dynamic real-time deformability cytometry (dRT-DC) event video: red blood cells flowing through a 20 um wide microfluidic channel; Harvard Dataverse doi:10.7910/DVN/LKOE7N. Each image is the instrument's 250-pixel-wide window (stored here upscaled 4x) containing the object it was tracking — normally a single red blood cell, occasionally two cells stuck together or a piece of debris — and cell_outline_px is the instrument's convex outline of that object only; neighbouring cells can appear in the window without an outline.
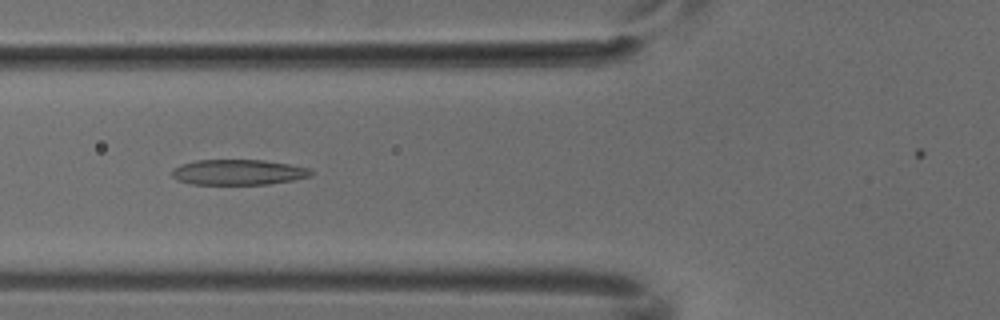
{"species": "common noctule bat (a hibernating species)", "species_latin": "Nyctalus noctula", "temperature_condition": "cold", "stored_images_in_passage": 7, "camera_frame_rate_fps": 3000, "um_per_image_px": 0.085, "animal": {"sex": "male", "body_mass_g": 18.8}, "frame": {"image": 1, "passage_image": 5, "time_ms": 1.333, "image_size_px": [1000, 320], "cell_outline_px": [[312, 176], [296, 180], [268, 184], [192, 184], [176, 180], [172, 176], [172, 168], [180, 164], [196, 160], [264, 160], [288, 164], [308, 168], [312, 172]], "centroid_in_image_um": [20.23, 14.64], "position_along_channel_um": 105.6, "area_um2": 20.69}}
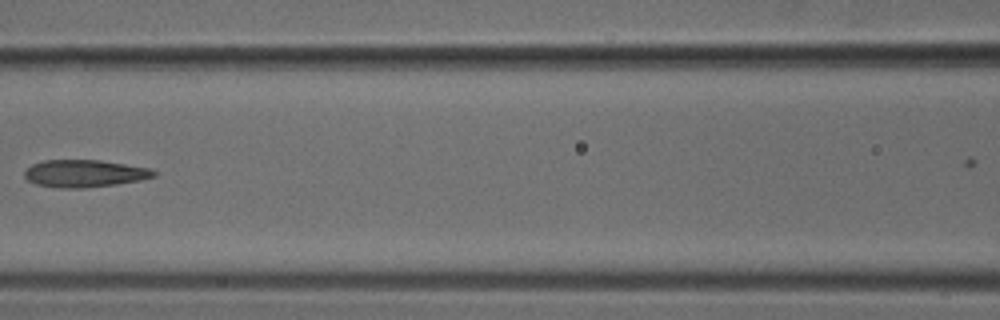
{"frame": {"image": 2, "passage_image": 6, "time_ms": 1.667, "image_size_px": [1000, 320], "cell_outline_px": [[156, 176], [140, 180], [116, 184], [84, 188], [60, 188], [36, 184], [28, 180], [24, 176], [24, 172], [32, 164], [44, 160], [100, 160], [152, 168], [156, 172]], "centroid_in_image_um": [7.2, 14.74], "position_along_channel_um": 159.4, "area_um2": 20.63}}
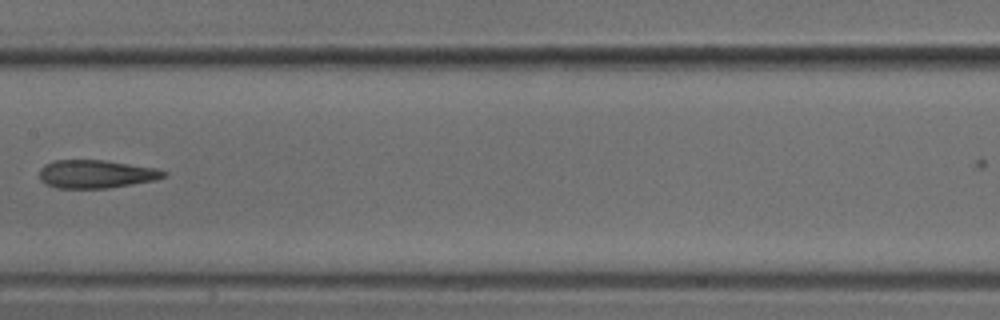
{"frame": {"image": 3, "passage_image": 7, "time_ms": 2.0, "image_size_px": [1000, 320], "cell_outline_px": [[168, 172], [164, 176], [156, 180], [108, 188], [56, 188], [40, 180], [40, 168], [44, 164], [56, 160], [104, 160], [156, 168]], "centroid_in_image_um": [8.16, 14.79], "position_along_channel_um": 199.2, "area_um2": 20.35}}